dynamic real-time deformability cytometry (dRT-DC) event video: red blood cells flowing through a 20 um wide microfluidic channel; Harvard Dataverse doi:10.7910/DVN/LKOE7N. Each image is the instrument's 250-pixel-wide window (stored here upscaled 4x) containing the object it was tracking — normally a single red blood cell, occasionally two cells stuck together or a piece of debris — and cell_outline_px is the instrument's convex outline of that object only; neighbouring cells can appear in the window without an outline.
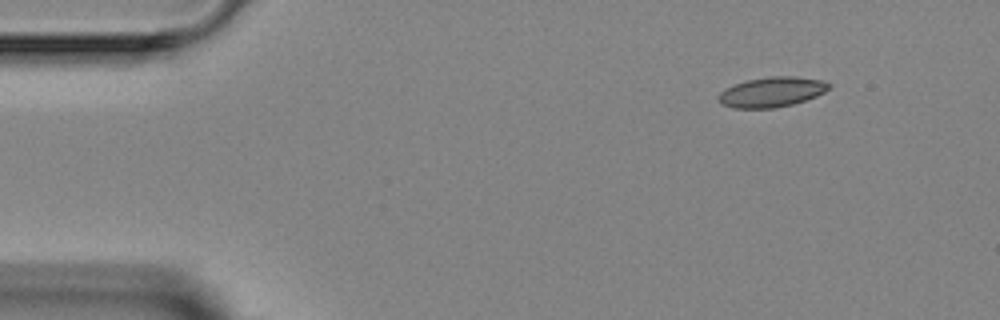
{"species": "Egyptian fruit bat (a non-hibernating species)", "species_latin": "Rousettus aegyptiacus", "temperature_condition": "room temperature", "stored_images_in_passage": 5, "camera_frame_rate_fps": 3000, "um_per_image_px": 0.085, "animal": {"sex": "female"}, "frame": {"image": 1, "passage_image": 1, "time_ms": 0.0, "image_size_px": [1000, 320], "cell_outline_px": [[832, 88], [816, 96], [792, 104], [772, 108], [732, 108], [720, 104], [716, 96], [720, 92], [736, 84], [748, 80], [772, 76], [796, 76], [820, 80], [832, 84]], "centroid_in_image_um": [65.6, 7.82], "position_along_channel_um": 19.4, "area_um2": 19.25}}
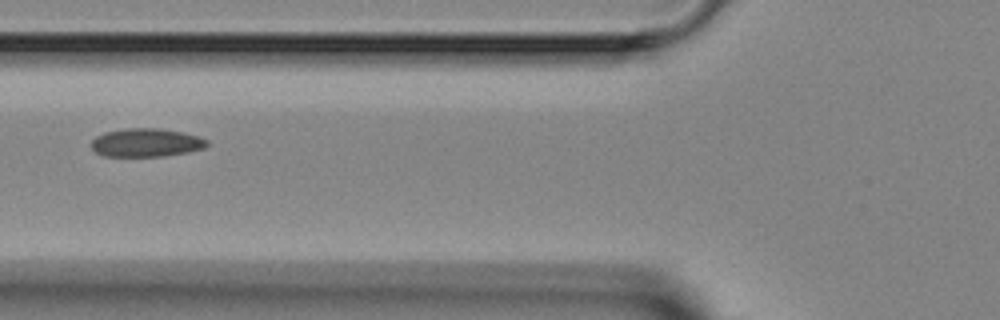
{"frame": {"image": 2, "passage_image": 4, "time_ms": 4.333, "image_size_px": [1000, 320], "cell_outline_px": [[208, 144], [204, 148], [188, 152], [164, 156], [104, 156], [96, 152], [92, 148], [92, 140], [96, 136], [104, 132], [128, 128], [160, 128], [200, 136], [208, 140]], "centroid_in_image_um": [12.44, 12.12], "position_along_channel_um": 113.4, "area_um2": 19.13}}
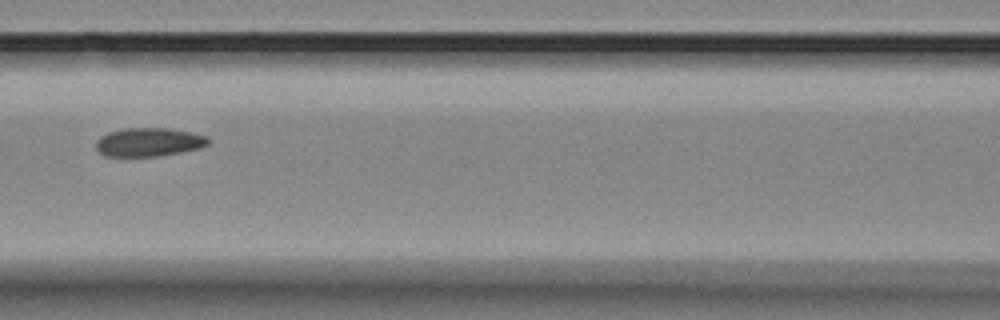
{"frame": {"image": 3, "passage_image": 5, "time_ms": 5.333, "image_size_px": [1000, 320], "cell_outline_px": [[212, 140], [208, 144], [200, 148], [160, 156], [104, 156], [96, 148], [96, 140], [100, 136], [108, 132], [124, 128], [168, 128], [208, 136]], "centroid_in_image_um": [12.65, 12.08], "position_along_channel_um": 153.9, "area_um2": 18.79}}